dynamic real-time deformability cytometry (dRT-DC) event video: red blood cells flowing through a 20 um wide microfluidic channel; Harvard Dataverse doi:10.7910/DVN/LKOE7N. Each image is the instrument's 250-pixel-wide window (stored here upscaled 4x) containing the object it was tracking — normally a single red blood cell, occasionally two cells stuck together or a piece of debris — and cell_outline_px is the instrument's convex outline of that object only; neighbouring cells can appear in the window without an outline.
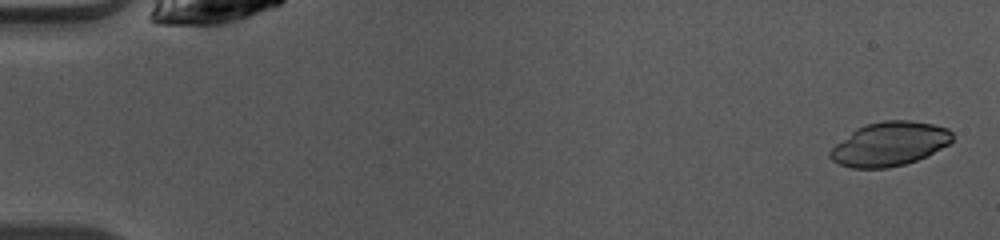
{"species": "common noctule bat (a hibernating species)", "species_latin": "Nyctalus noctula", "temperature_condition": "warm", "stored_images_in_passage": 49, "camera_frame_rate_fps": 3000, "um_per_image_px": 0.085, "animal": {"sex": "female", "body_mass_g": 10.0, "forearm_length_mm": 53.1}, "frame": {"image": 1, "passage_image": 2, "time_ms": 0.333, "image_size_px": [1000, 240], "cell_outline_px": [[952, 140], [948, 144], [916, 160], [904, 164], [888, 168], [852, 168], [840, 164], [832, 160], [828, 156], [828, 152], [836, 144], [856, 128], [864, 124], [884, 120], [908, 120], [932, 124], [948, 128], [952, 132]], "centroid_in_image_um": [75.58, 12.23], "position_along_channel_um": 9.4, "area_um2": 31.1}}